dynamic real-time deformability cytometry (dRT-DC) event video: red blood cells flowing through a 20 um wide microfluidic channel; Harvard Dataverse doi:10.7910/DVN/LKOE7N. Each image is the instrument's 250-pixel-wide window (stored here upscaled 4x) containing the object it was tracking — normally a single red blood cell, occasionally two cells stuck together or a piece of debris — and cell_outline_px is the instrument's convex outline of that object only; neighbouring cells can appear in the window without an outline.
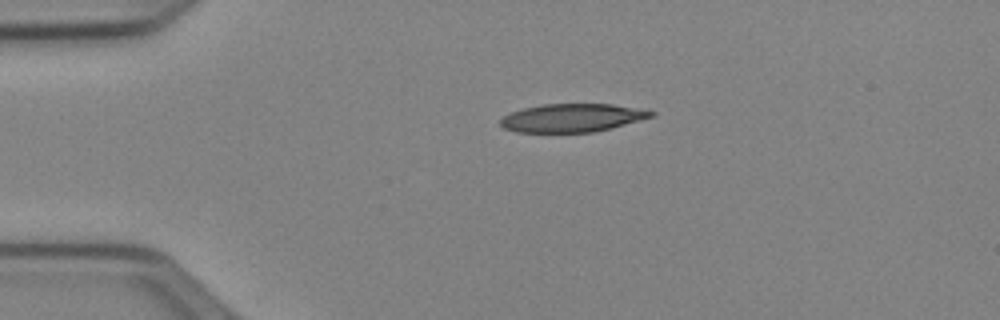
{"species": "Egyptian fruit bat (a non-hibernating species)", "species_latin": "Rousettus aegyptiacus", "temperature_condition": "cold", "stored_images_in_passage": 41, "camera_frame_rate_fps": 3000, "um_per_image_px": 0.085, "animal": {"sex": "female"}, "frame": {"image": 1, "passage_image": 1, "time_ms": 0.0, "image_size_px": [1000, 320], "cell_outline_px": [[656, 116], [612, 128], [592, 132], [516, 132], [504, 128], [500, 124], [500, 120], [504, 116], [512, 112], [524, 108], [544, 104], [612, 104], [656, 112]], "centroid_in_image_um": [48.65, 10.02], "position_along_channel_um": 36.3, "area_um2": 24.68}}
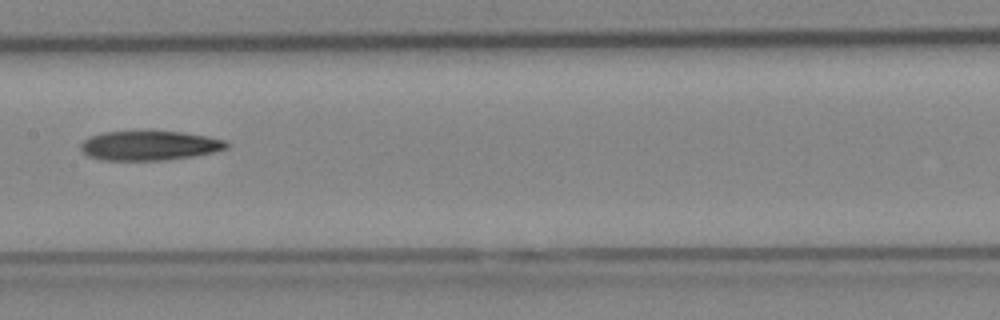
{"frame": {"image": 2, "passage_image": 16, "time_ms": 5.0, "image_size_px": [1000, 320], "cell_outline_px": [[228, 148], [212, 152], [192, 156], [164, 160], [104, 160], [88, 156], [80, 148], [80, 144], [88, 136], [104, 132], [152, 128], [184, 132], [224, 140], [228, 144]], "centroid_in_image_um": [12.65, 12.32], "position_along_channel_um": 194.7, "area_um2": 25.84}}
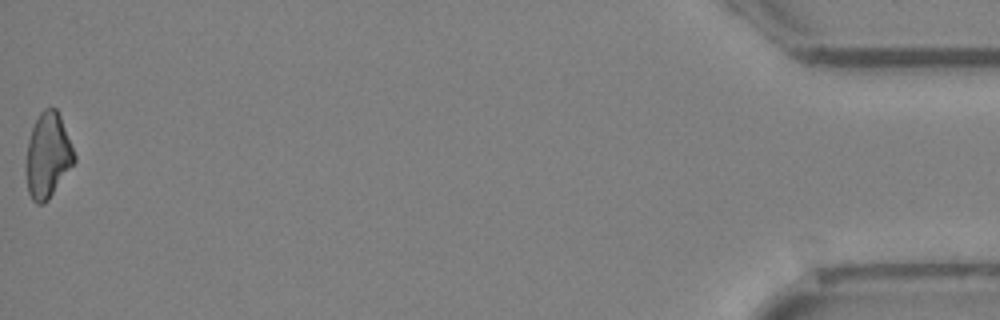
{"frame": {"image": 3, "passage_image": 41, "time_ms": 13.333, "image_size_px": [1000, 320], "cell_outline_px": [[76, 160], [48, 200], [44, 204], [36, 204], [32, 200], [28, 192], [28, 140], [32, 128], [40, 112], [44, 108], [56, 108], [60, 116], [76, 156]], "centroid_in_image_um": [4.09, 13.22], "position_along_channel_um": 431.1, "area_um2": 23.24}}